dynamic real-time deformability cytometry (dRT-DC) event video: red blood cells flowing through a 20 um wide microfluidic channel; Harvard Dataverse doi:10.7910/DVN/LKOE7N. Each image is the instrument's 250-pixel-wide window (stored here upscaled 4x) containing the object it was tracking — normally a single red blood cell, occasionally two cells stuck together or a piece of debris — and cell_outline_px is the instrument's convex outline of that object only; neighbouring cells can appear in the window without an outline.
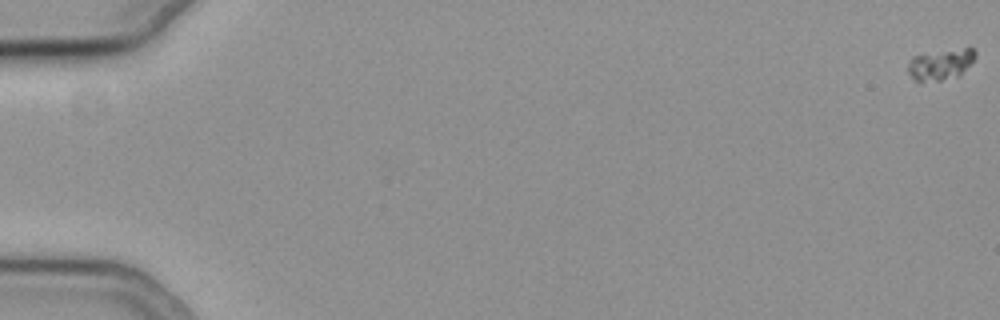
{"species": "common noctule bat (a hibernating species)", "species_latin": "Nyctalus noctula", "temperature_condition": "cold", "stored_images_in_passage": 55, "camera_frame_rate_fps": 3000, "um_per_image_px": 0.085, "animal": {"sex": "female", "body_mass_g": 19.3, "forearm_length_mm": 54.1}, "frame": {"image": 1, "passage_image": 1, "time_ms": 0.0, "image_size_px": [1000, 320], "cell_outline_px": [[976, 56], [960, 76], [940, 80], [916, 80], [908, 72], [908, 60], [912, 56], [968, 44], [976, 48]], "centroid_in_image_um": [80.04, 5.38], "position_along_channel_um": 5.0, "area_um2": 12.6}}
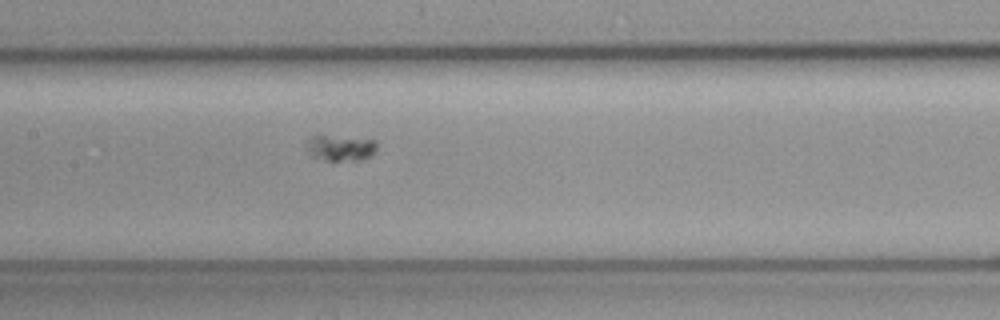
{"frame": {"image": 2, "passage_image": 30, "time_ms": 9.667, "image_size_px": [1000, 320], "cell_outline_px": [[376, 148], [368, 156], [360, 160], [324, 160], [312, 156], [308, 152], [308, 140], [312, 136], [324, 136], [376, 140]], "centroid_in_image_um": [28.92, 12.58], "position_along_channel_um": 178.5, "area_um2": 10.06}}
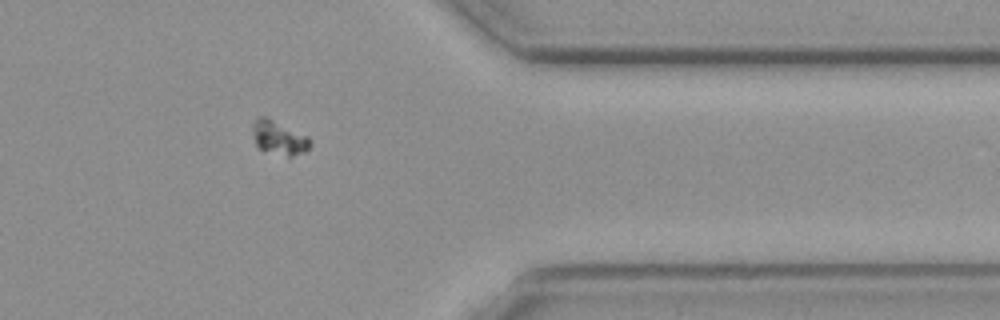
{"frame": {"image": 3, "passage_image": 48, "time_ms": 15.667, "image_size_px": [1000, 320], "cell_outline_px": [[312, 144], [304, 152], [292, 156], [288, 156], [260, 148], [256, 144], [252, 132], [252, 124], [260, 116], [264, 116], [308, 136], [312, 140]], "centroid_in_image_um": [23.73, 11.7], "position_along_channel_um": 387.7, "area_um2": 11.04}}